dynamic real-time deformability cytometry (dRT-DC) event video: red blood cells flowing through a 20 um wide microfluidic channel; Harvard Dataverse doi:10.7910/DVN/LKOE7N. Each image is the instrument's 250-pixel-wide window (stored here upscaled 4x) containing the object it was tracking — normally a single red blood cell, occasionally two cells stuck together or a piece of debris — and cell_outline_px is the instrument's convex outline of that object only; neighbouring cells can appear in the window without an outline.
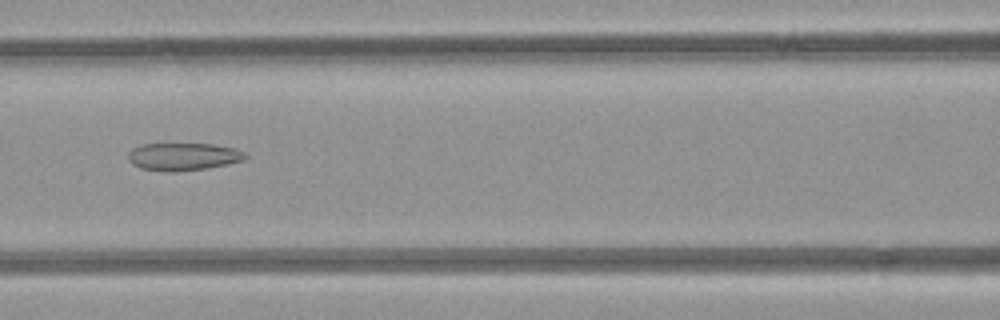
{"species": "common noctule bat (a hibernating species)", "species_latin": "Nyctalus noctula", "temperature_condition": "room temperature", "stored_images_in_passage": 7, "camera_frame_rate_fps": 3000, "um_per_image_px": 0.085, "animal": {"sex": "female", "body_mass_g": 21.9}, "frame": {"image": 1, "passage_image": 6, "time_ms": 6.667, "image_size_px": [1000, 320], "cell_outline_px": [[248, 156], [244, 160], [228, 164], [208, 168], [176, 172], [172, 172], [140, 168], [132, 164], [128, 160], [128, 152], [132, 148], [140, 144], [212, 144], [236, 148], [244, 152]], "centroid_in_image_um": [15.57, 13.31], "position_along_channel_um": 151.0, "area_um2": 19.02}}
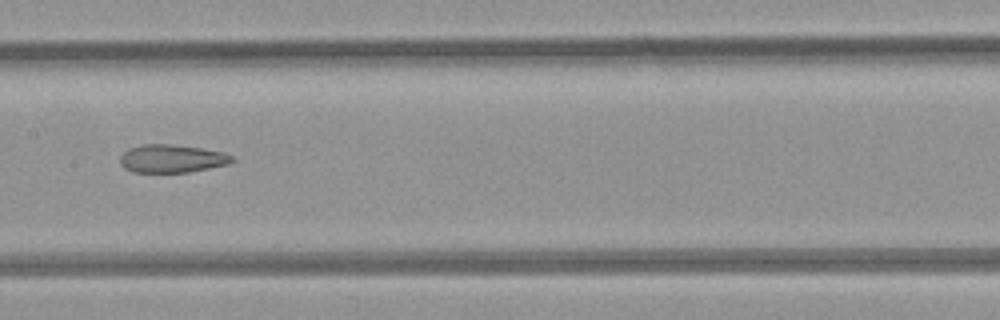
{"frame": {"image": 2, "passage_image": 7, "time_ms": 7.667, "image_size_px": [1000, 320], "cell_outline_px": [[236, 160], [228, 164], [188, 172], [132, 172], [124, 168], [120, 164], [120, 156], [128, 148], [144, 144], [168, 144], [200, 148], [224, 152], [232, 156]], "centroid_in_image_um": [14.59, 13.48], "position_along_channel_um": 192.8, "area_um2": 18.26}}